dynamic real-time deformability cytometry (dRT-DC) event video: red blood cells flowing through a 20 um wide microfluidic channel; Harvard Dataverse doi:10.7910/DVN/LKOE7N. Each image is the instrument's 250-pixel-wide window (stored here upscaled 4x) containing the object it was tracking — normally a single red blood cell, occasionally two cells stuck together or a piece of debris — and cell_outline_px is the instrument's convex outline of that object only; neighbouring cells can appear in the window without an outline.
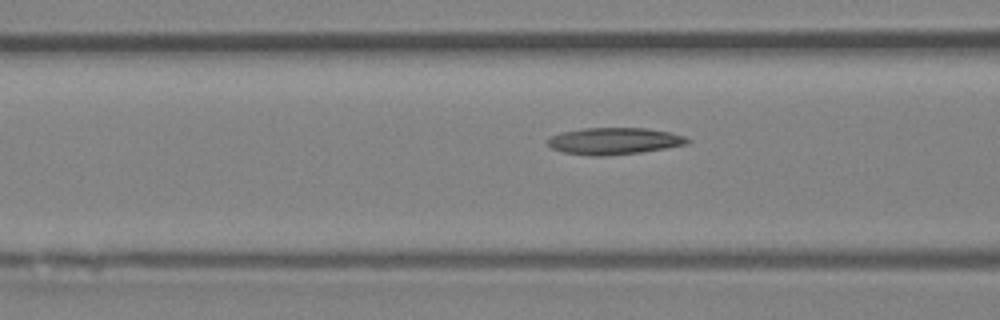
{"species": "Egyptian fruit bat (a non-hibernating species)", "species_latin": "Rousettus aegyptiacus", "temperature_condition": "room temperature", "stored_images_in_passage": 5, "camera_frame_rate_fps": 3000, "um_per_image_px": 0.085, "animal": {"sex": "female"}, "frame": {"image": 1, "passage_image": 5, "time_ms": 5.333, "image_size_px": [1000, 320], "cell_outline_px": [[692, 140], [688, 144], [640, 152], [604, 156], [592, 156], [564, 152], [552, 148], [548, 144], [548, 140], [552, 136], [560, 132], [584, 128], [644, 128], [668, 132], [684, 136]], "centroid_in_image_um": [52.2, 11.98], "position_along_channel_um": 114.4, "area_um2": 21.62}}